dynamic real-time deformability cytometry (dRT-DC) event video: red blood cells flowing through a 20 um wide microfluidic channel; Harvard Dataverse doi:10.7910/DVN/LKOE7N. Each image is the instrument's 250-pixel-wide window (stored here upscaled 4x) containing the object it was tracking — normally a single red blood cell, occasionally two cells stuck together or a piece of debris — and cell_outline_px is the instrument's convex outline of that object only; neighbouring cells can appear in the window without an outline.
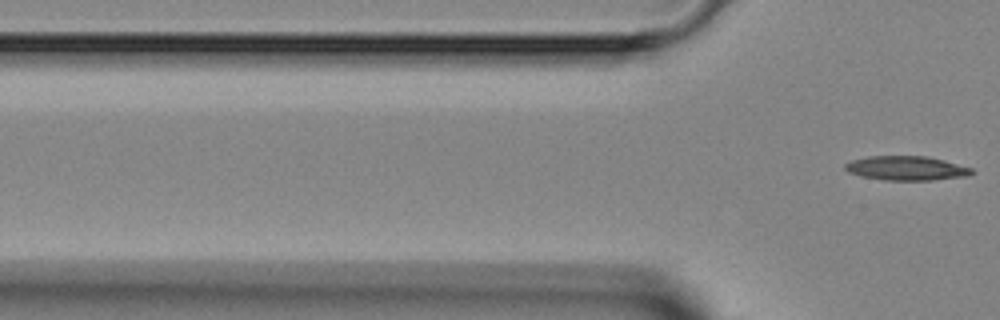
{"species": "Egyptian fruit bat (a non-hibernating species)", "species_latin": "Rousettus aegyptiacus", "temperature_condition": "room temperature", "stored_images_in_passage": 5, "camera_frame_rate_fps": 3000, "um_per_image_px": 0.085, "animal": {"sex": "female"}, "frame": {"image": 1, "passage_image": 5, "time_ms": 5.333, "image_size_px": [1000, 320], "cell_outline_px": [[976, 172], [968, 176], [932, 180], [884, 180], [860, 176], [848, 172], [844, 168], [844, 164], [852, 160], [868, 156], [924, 156], [944, 160], [972, 168]], "centroid_in_image_um": [77.05, 14.3], "position_along_channel_um": 48.8, "area_um2": 17.98}}